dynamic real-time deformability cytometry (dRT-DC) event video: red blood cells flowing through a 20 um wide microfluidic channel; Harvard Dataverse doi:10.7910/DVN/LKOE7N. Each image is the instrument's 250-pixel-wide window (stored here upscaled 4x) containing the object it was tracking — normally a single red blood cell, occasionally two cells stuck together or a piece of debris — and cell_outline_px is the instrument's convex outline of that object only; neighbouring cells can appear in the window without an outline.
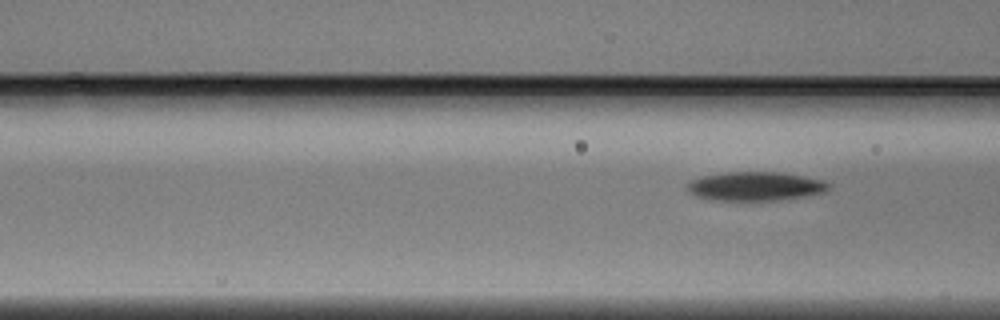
{"species": "Egyptian fruit bat (a non-hibernating species)", "species_latin": "Rousettus aegyptiacus", "temperature_condition": "warm", "stored_images_in_passage": 4, "segment_of_instrument_passage": [2, 2], "camera_frame_rate_fps": 3000, "um_per_image_px": 0.085, "animal": {"sex": "male"}, "frame": {"image": 1, "passage_image": 4, "time_ms": 1.0, "image_size_px": [1000, 320], "cell_outline_px": [[832, 188], [828, 192], [780, 200], [712, 200], [696, 196], [688, 188], [688, 184], [692, 180], [704, 176], [728, 172], [780, 172], [824, 180], [832, 184]], "centroid_in_image_um": [64.31, 15.83], "position_along_channel_um": 102.3, "area_um2": 23.76}}